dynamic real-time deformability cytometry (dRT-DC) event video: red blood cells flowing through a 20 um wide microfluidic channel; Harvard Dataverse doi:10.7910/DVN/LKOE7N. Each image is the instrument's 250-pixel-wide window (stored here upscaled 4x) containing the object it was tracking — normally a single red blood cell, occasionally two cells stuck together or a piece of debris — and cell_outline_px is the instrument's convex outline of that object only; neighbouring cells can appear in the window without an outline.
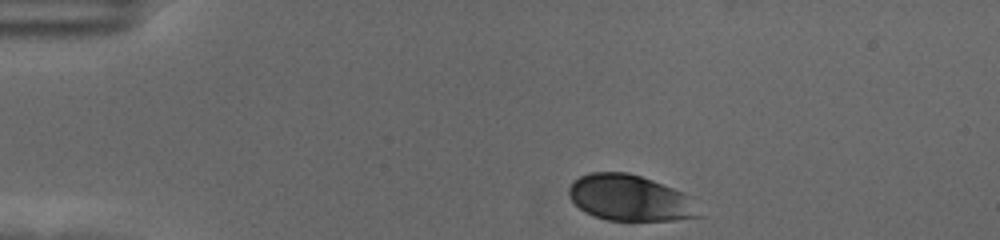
{"species": "human", "species_latin": "Homo sapiens", "temperature_condition": "cold", "stored_images_in_passage": 40, "camera_frame_rate_fps": 3000, "um_per_image_px": 0.085, "donor": {"sex": "female"}, "frame": {"image": 1, "passage_image": 1, "time_ms": 0.0, "image_size_px": [1000, 240], "cell_outline_px": [[704, 216], [676, 220], [608, 220], [584, 212], [572, 200], [568, 192], [568, 188], [572, 180], [588, 172], [628, 172], [652, 180], [672, 188], [688, 196]], "centroid_in_image_um": [53.52, 16.82], "position_along_channel_um": 31.5, "area_um2": 34.68}}
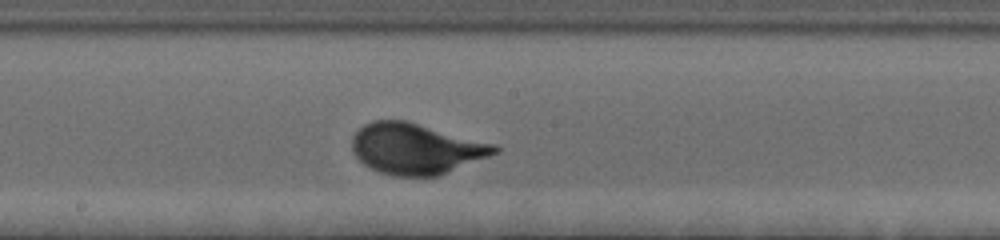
{"frame": {"image": 2, "passage_image": 22, "time_ms": 7.0, "image_size_px": [1000, 240], "cell_outline_px": [[500, 152], [436, 176], [392, 176], [380, 172], [364, 164], [356, 156], [352, 148], [352, 136], [364, 124], [372, 120], [408, 120], [496, 144], [500, 148]], "centroid_in_image_um": [35.37, 12.62], "position_along_channel_um": 212.8, "area_um2": 42.25}}
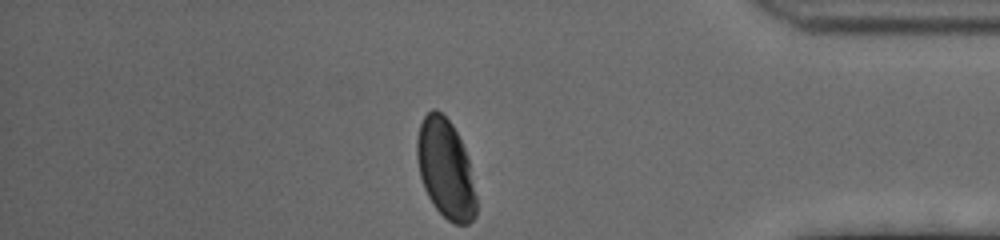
{"frame": {"image": 3, "passage_image": 40, "time_ms": 13.0, "image_size_px": [1000, 240], "cell_outline_px": [[476, 216], [468, 224], [452, 224], [432, 204], [424, 188], [420, 176], [416, 156], [416, 140], [420, 124], [424, 116], [432, 108], [436, 108], [452, 124], [468, 156], [476, 196]], "centroid_in_image_um": [37.86, 14.36], "position_along_channel_um": 397.3, "area_um2": 34.28}, "authors_computed_cell_mechanics": {"area_um2": 40.6045, "velocity_mm_per_s": 3.4894, "shape_relaxation_time_tau1_ms": 2.5536, "shape_relaxation_time_tau2_ms": null, "deformation_change_tau1": 0.1224, "deformation_change_tau2": null}}